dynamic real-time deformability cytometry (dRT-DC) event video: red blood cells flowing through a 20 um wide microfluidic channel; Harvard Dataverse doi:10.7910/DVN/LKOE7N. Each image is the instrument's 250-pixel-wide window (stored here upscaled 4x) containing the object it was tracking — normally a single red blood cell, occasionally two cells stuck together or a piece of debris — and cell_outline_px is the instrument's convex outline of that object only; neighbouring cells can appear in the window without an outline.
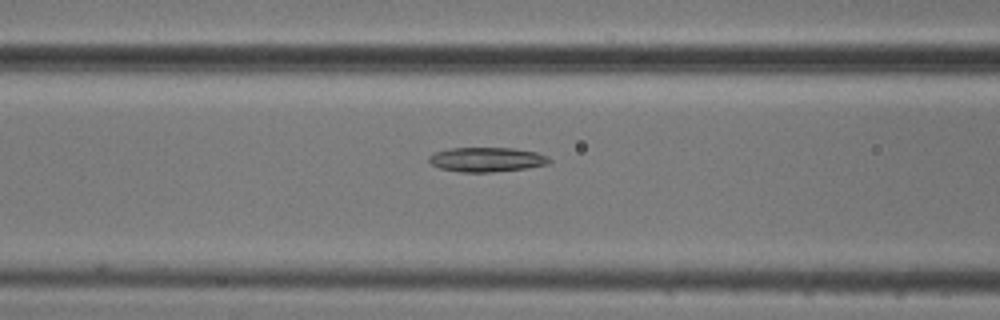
{"species": "common noctule bat (a hibernating species)", "species_latin": "Nyctalus noctula", "temperature_condition": "cold", "stored_images_in_passage": 22, "camera_frame_rate_fps": 3000, "um_per_image_px": 0.085, "animal": {"sex": "male", "body_mass_g": 20.5, "forearm_length_mm": 52.5}, "frame": {"image": 1, "passage_image": 15, "time_ms": 4.667, "image_size_px": [1000, 320], "cell_outline_px": [[552, 160], [548, 164], [528, 168], [488, 172], [460, 172], [440, 168], [432, 164], [428, 160], [428, 156], [436, 152], [448, 148], [512, 148], [536, 152], [548, 156]], "centroid_in_image_um": [41.38, 13.56], "position_along_channel_um": 125.2, "area_um2": 17.17}}
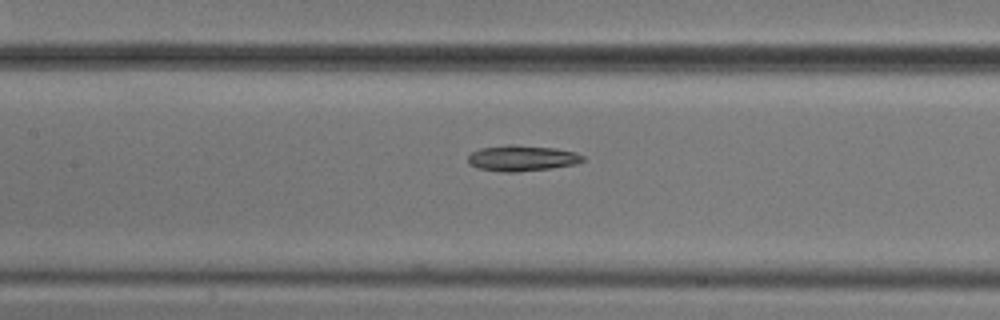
{"frame": {"image": 2, "passage_image": 18, "time_ms": 5.667, "image_size_px": [1000, 320], "cell_outline_px": [[584, 160], [576, 164], [552, 168], [516, 172], [504, 172], [480, 168], [468, 164], [468, 156], [472, 152], [480, 148], [508, 144], [512, 144], [556, 148], [576, 152], [584, 156]], "centroid_in_image_um": [44.38, 13.43], "position_along_channel_um": 163.0, "area_um2": 17.34}}
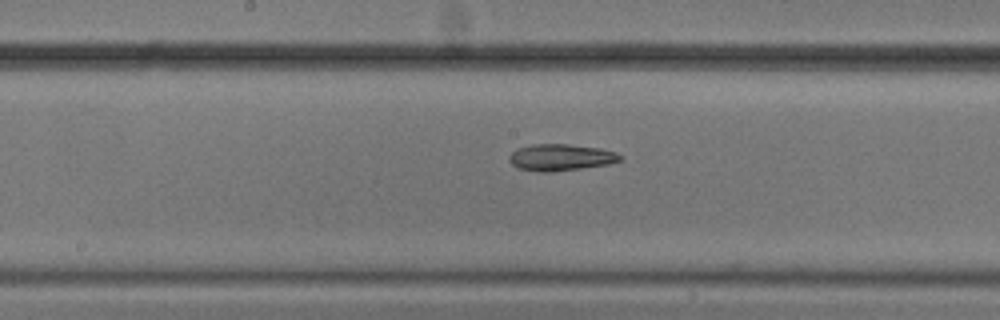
{"frame": {"image": 3, "passage_image": 21, "time_ms": 6.667, "image_size_px": [1000, 320], "cell_outline_px": [[624, 156], [620, 160], [608, 164], [552, 172], [540, 172], [520, 168], [512, 164], [508, 160], [508, 156], [516, 148], [532, 144], [568, 144], [600, 148], [616, 152]], "centroid_in_image_um": [47.65, 13.37], "position_along_channel_um": 200.6, "area_um2": 17.22}}